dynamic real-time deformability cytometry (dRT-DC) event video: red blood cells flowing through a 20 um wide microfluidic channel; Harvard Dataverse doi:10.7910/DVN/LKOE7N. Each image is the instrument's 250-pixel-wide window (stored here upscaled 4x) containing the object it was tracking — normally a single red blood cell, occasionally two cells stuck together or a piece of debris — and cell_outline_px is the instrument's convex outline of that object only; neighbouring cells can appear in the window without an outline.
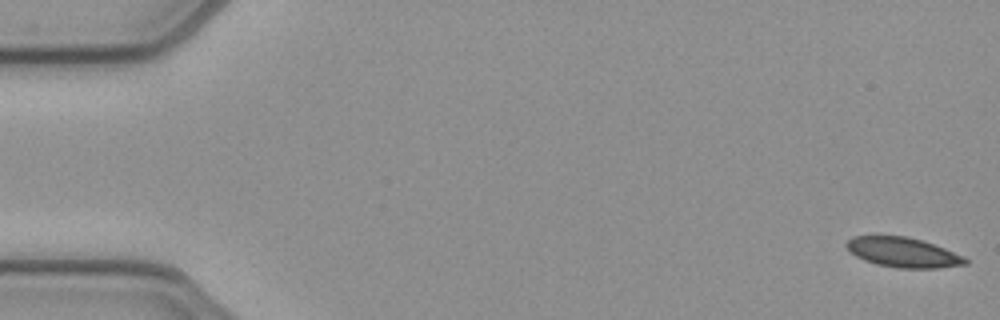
{"species": "common noctule bat (a hibernating species)", "species_latin": "Nyctalus noctula", "temperature_condition": "cold", "stored_images_in_passage": 53, "segment_of_instrument_passage": [1, 2], "camera_frame_rate_fps": 3000, "um_per_image_px": 0.085, "animal": {"sex": "female", "body_mass_g": 21.9}, "frame": {"image": 1, "passage_image": 1, "time_ms": 0.0, "image_size_px": [1000, 320], "cell_outline_px": [[968, 264], [936, 268], [896, 268], [876, 264], [864, 260], [856, 256], [844, 244], [852, 236], [904, 236], [920, 240], [944, 248], [964, 256], [968, 260]], "centroid_in_image_um": [76.76, 21.46], "position_along_channel_um": 8.2, "area_um2": 20.46}}
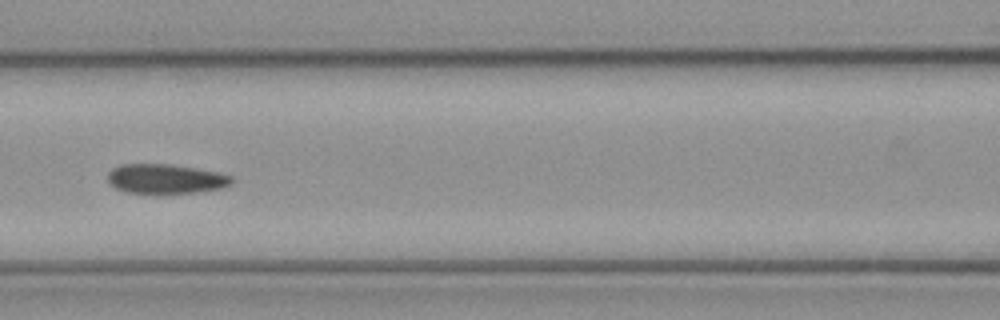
{"frame": {"image": 2, "passage_image": 23, "time_ms": 7.333, "image_size_px": [1000, 320], "cell_outline_px": [[232, 184], [224, 188], [196, 192], [128, 192], [116, 188], [108, 184], [108, 172], [112, 168], [120, 164], [168, 164], [196, 168], [216, 172], [232, 176]], "centroid_in_image_um": [14.07, 15.18], "position_along_channel_um": 152.5, "area_um2": 21.1}}
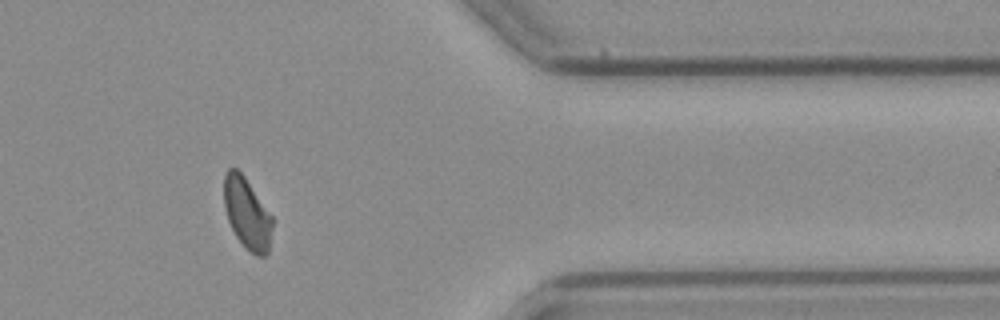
{"frame": {"image": 3, "passage_image": 43, "time_ms": 14.0, "image_size_px": [1000, 320], "cell_outline_px": [[272, 228], [268, 252], [264, 256], [256, 256], [248, 252], [244, 248], [236, 236], [228, 220], [224, 208], [224, 176], [228, 168], [236, 168], [244, 176], [272, 216]], "centroid_in_image_um": [20.98, 18.17], "position_along_channel_um": 390.4, "area_um2": 20.06}}